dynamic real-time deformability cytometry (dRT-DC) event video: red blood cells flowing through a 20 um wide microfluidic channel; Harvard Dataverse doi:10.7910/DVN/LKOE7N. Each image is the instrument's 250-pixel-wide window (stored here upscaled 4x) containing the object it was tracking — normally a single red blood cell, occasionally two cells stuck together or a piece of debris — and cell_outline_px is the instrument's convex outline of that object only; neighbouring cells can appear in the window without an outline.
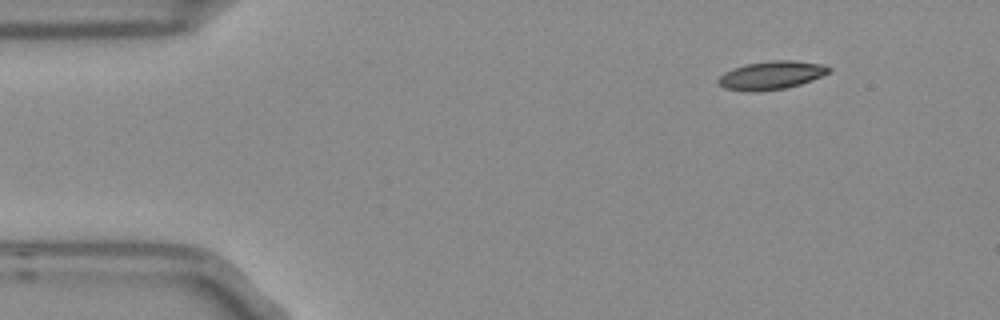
{"species": "Egyptian fruit bat (a non-hibernating species)", "species_latin": "Rousettus aegyptiacus", "temperature_condition": "room temperature", "stored_images_in_passage": 10, "camera_frame_rate_fps": 3000, "um_per_image_px": 0.085, "frame": {"image": 1, "passage_image": 1, "time_ms": 0.0, "image_size_px": [1000, 320], "cell_outline_px": [[832, 72], [812, 80], [788, 88], [756, 92], [748, 92], [724, 88], [716, 80], [724, 72], [732, 68], [744, 64], [768, 60], [792, 60], [824, 64], [832, 68]], "centroid_in_image_um": [65.58, 6.39], "position_along_channel_um": 19.4, "area_um2": 18.67}}